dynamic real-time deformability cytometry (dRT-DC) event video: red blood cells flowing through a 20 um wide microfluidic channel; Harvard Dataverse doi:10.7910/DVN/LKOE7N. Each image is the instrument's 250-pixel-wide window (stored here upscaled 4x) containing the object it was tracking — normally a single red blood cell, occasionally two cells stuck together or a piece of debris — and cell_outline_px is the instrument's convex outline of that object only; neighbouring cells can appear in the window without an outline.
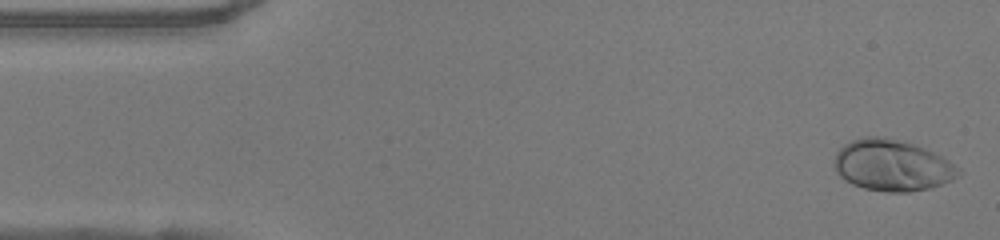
{"species": "human", "species_latin": "Homo sapiens", "temperature_condition": "warm", "stored_images_in_passage": 49, "camera_frame_rate_fps": 3000, "um_per_image_px": 0.085, "donor": {"sex": "female"}, "frame": {"image": 1, "passage_image": 1, "time_ms": 0.0, "image_size_px": [1000, 240], "cell_outline_px": [[960, 176], [952, 180], [928, 188], [908, 192], [888, 192], [864, 188], [852, 184], [844, 180], [836, 172], [832, 164], [836, 152], [844, 144], [852, 140], [864, 136], [884, 136], [912, 144], [924, 148], [948, 160], [960, 168]], "centroid_in_image_um": [75.79, 14.05], "position_along_channel_um": 9.2, "area_um2": 37.17}}
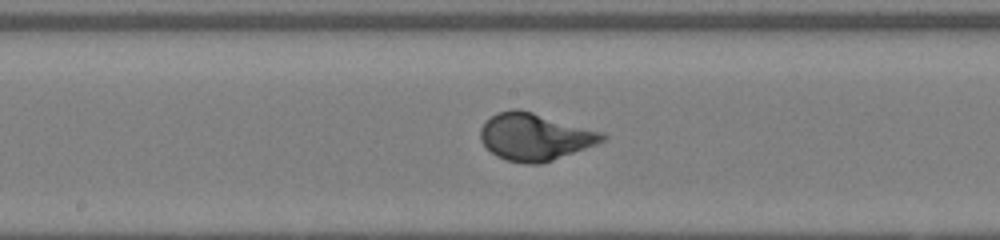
{"frame": {"image": 2, "passage_image": 24, "time_ms": 7.667, "image_size_px": [1000, 240], "cell_outline_px": [[608, 136], [604, 140], [596, 144], [552, 160], [540, 164], [524, 164], [508, 160], [496, 156], [480, 140], [480, 128], [496, 112], [512, 108], [520, 108], [604, 132]], "centroid_in_image_um": [45.46, 11.61], "position_along_channel_um": 202.7, "area_um2": 33.52}}
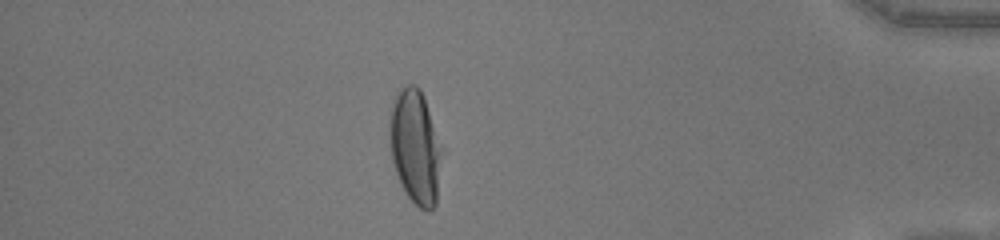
{"frame": {"image": 3, "passage_image": 42, "time_ms": 13.667, "image_size_px": [1000, 240], "cell_outline_px": [[444, 152], [436, 204], [428, 212], [420, 208], [408, 196], [400, 184], [392, 160], [388, 144], [388, 128], [392, 100], [408, 84], [416, 84], [420, 88], [424, 96], [444, 148]], "centroid_in_image_um": [35.32, 12.49], "position_along_channel_um": 399.9, "area_um2": 35.72}, "authors_computed_cell_mechanics": {"area_um2": 33.4084, "velocity_mm_per_s": 4.0731, "shape_relaxation_time_tau1_ms": 3.1939, "shape_relaxation_time_tau2_ms": null, "deformation_change_tau1": 0.2219, "deformation_change_tau2": null}}